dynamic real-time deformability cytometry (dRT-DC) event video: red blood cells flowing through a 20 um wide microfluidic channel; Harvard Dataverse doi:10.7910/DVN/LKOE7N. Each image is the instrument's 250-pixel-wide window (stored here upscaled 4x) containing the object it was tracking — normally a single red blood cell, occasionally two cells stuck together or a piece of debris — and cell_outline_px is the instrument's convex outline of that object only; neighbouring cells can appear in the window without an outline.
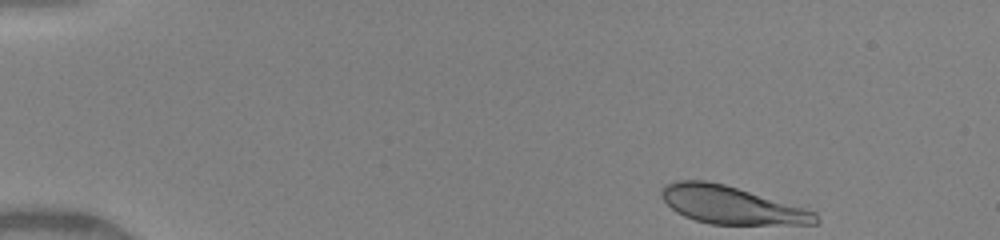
{"species": "human", "species_latin": "Homo sapiens", "temperature_condition": "warm", "stored_images_in_passage": 12, "camera_frame_rate_fps": 3000, "um_per_image_px": 0.085, "donor": {"sex": "female"}, "frame": {"image": 1, "passage_image": 1, "time_ms": 0.0, "image_size_px": [1000, 240], "cell_outline_px": [[820, 220], [816, 224], [712, 224], [696, 220], [684, 216], [676, 212], [660, 196], [660, 188], [664, 184], [676, 180], [704, 180], [724, 184], [804, 208], [816, 212]], "centroid_in_image_um": [62.11, 17.42], "position_along_channel_um": 22.9, "area_um2": 33.64}}
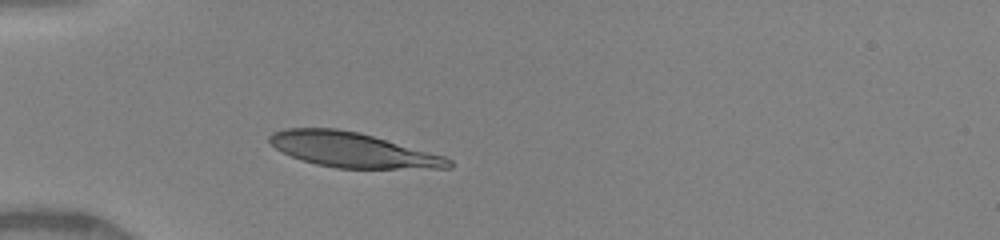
{"frame": {"image": 2, "passage_image": 8, "time_ms": 3.0, "image_size_px": [1000, 240], "cell_outline_px": [[452, 168], [336, 168], [316, 164], [300, 160], [276, 148], [268, 140], [268, 136], [272, 132], [284, 128], [336, 128], [356, 132], [372, 136], [444, 156], [452, 160]], "centroid_in_image_um": [29.92, 12.74], "position_along_channel_um": 55.1, "area_um2": 35.95}}
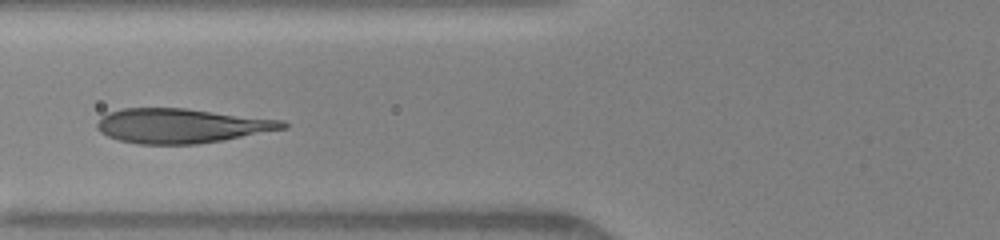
{"frame": {"image": 3, "passage_image": 11, "time_ms": 4.667, "image_size_px": [1000, 240], "cell_outline_px": [[288, 128], [224, 140], [196, 144], [136, 144], [120, 140], [108, 136], [100, 132], [96, 128], [96, 124], [100, 116], [108, 112], [124, 108], [184, 108], [284, 120], [288, 124]], "centroid_in_image_um": [15.41, 10.69], "position_along_channel_um": 110.4, "area_um2": 37.51}}